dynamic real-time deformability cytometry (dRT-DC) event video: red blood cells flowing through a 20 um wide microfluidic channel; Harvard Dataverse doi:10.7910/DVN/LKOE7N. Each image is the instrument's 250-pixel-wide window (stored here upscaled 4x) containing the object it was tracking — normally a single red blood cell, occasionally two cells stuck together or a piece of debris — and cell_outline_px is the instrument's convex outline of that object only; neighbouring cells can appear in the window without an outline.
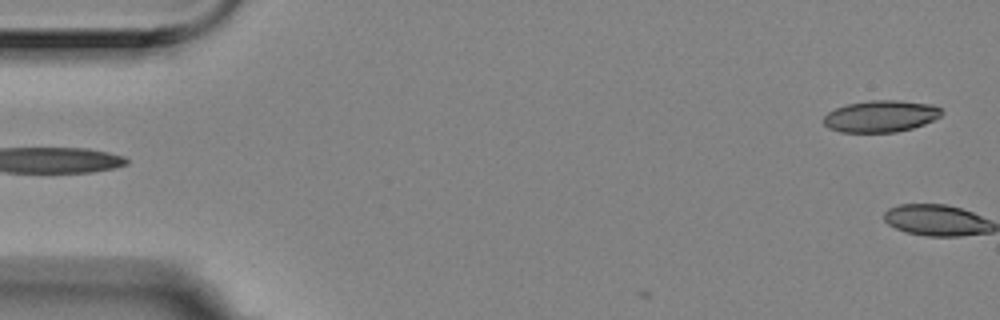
{"species": "Egyptian fruit bat (a non-hibernating species)", "species_latin": "Rousettus aegyptiacus", "temperature_condition": "room temperature", "stored_images_in_passage": 5, "segment_of_instrument_passage": [2, 2], "camera_frame_rate_fps": 3000, "um_per_image_px": 0.085, "animal": {"sex": "female"}, "frame": {"image": 1, "passage_image": 5, "time_ms": 1.333, "image_size_px": [1000, 320], "cell_outline_px": [[940, 116], [924, 124], [912, 128], [896, 132], [840, 132], [828, 128], [824, 124], [824, 116], [828, 112], [836, 108], [848, 104], [868, 100], [900, 100], [932, 104], [940, 108]], "centroid_in_image_um": [74.84, 9.87], "position_along_channel_um": 10.2, "area_um2": 21.73}}